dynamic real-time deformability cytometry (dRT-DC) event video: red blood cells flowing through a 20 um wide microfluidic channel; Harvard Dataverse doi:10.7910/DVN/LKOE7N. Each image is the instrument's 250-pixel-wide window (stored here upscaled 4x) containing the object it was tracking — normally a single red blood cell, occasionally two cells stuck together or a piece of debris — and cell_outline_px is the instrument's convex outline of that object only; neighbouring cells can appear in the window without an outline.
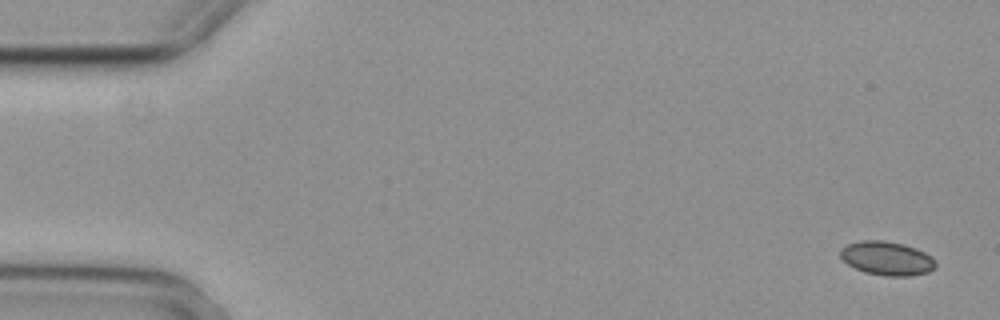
{"species": "common noctule bat (a hibernating species)", "species_latin": "Nyctalus noctula", "temperature_condition": "cold", "stored_images_in_passage": 6, "camera_frame_rate_fps": 3000, "um_per_image_px": 0.085, "animal": {"sex": "female", "body_mass_g": 29.2, "forearm_length_mm": 56.3}, "frame": {"image": 1, "passage_image": 1, "time_ms": 0.0, "image_size_px": [1000, 320], "cell_outline_px": [[936, 268], [928, 272], [912, 276], [884, 276], [864, 272], [848, 264], [840, 256], [840, 248], [848, 244], [860, 240], [884, 240], [904, 244], [916, 248], [932, 256], [936, 260]], "centroid_in_image_um": [75.41, 21.96], "position_along_channel_um": 9.6, "area_um2": 19.02}}
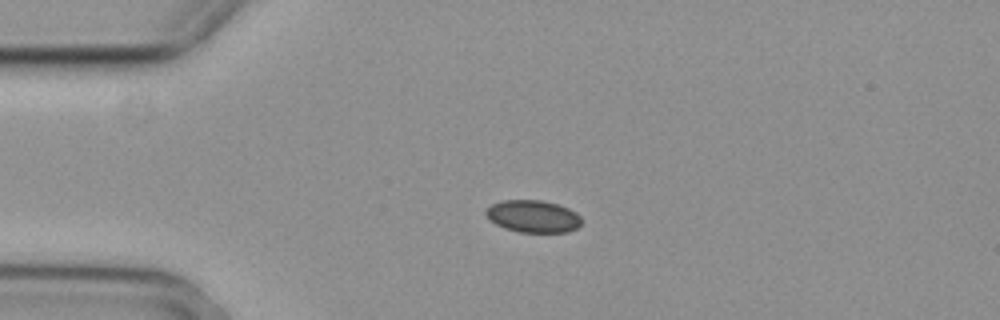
{"frame": {"image": 2, "passage_image": 4, "time_ms": 1.0, "image_size_px": [1000, 320], "cell_outline_px": [[580, 224], [576, 228], [568, 232], [520, 232], [504, 228], [496, 224], [484, 212], [492, 204], [500, 200], [544, 200], [568, 208], [576, 212], [580, 216]], "centroid_in_image_um": [45.31, 18.38], "position_along_channel_um": 39.7, "area_um2": 17.86}}
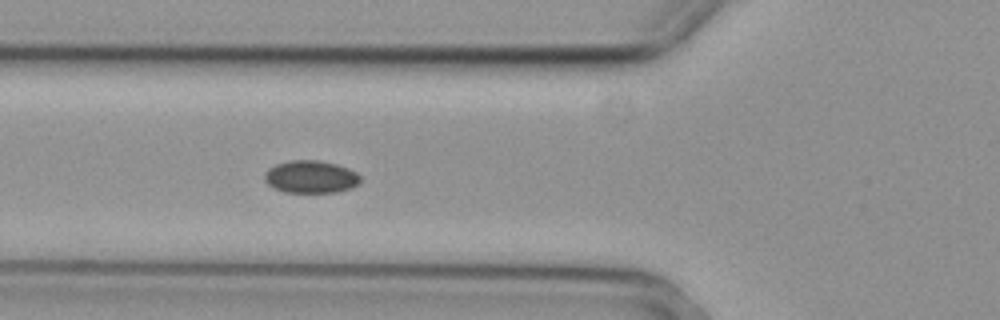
{"frame": {"image": 3, "passage_image": 6, "time_ms": 1.667, "image_size_px": [1000, 320], "cell_outline_px": [[360, 180], [352, 188], [336, 192], [284, 192], [272, 188], [264, 180], [264, 172], [268, 168], [276, 164], [288, 160], [316, 160], [336, 164], [348, 168], [356, 172], [360, 176]], "centroid_in_image_um": [26.37, 15.03], "position_along_channel_um": 99.4, "area_um2": 18.26}}